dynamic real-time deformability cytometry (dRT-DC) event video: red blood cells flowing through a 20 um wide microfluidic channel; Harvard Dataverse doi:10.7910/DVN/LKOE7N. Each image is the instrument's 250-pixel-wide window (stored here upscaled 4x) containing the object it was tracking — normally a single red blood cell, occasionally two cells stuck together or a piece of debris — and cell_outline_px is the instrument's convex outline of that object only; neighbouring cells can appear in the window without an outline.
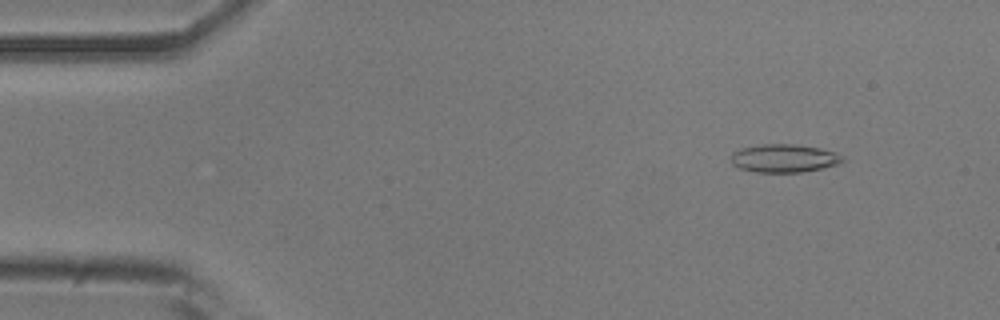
{"species": "common noctule bat (a hibernating species)", "species_latin": "Nyctalus noctula", "temperature_condition": "room temperature", "stored_images_in_passage": 13, "camera_frame_rate_fps": 3000, "um_per_image_px": 0.085, "animal": {"sex": "male", "body_mass_g": 20.5, "forearm_length_mm": 52.5}, "frame": {"image": 1, "passage_image": 6, "time_ms": 1.667, "image_size_px": [1000, 320], "cell_outline_px": [[844, 160], [840, 164], [800, 172], [756, 172], [740, 168], [732, 164], [732, 152], [740, 148], [760, 144], [796, 144], [820, 148], [836, 152], [844, 156]], "centroid_in_image_um": [66.66, 13.44], "position_along_channel_um": 18.3, "area_um2": 18.38}}